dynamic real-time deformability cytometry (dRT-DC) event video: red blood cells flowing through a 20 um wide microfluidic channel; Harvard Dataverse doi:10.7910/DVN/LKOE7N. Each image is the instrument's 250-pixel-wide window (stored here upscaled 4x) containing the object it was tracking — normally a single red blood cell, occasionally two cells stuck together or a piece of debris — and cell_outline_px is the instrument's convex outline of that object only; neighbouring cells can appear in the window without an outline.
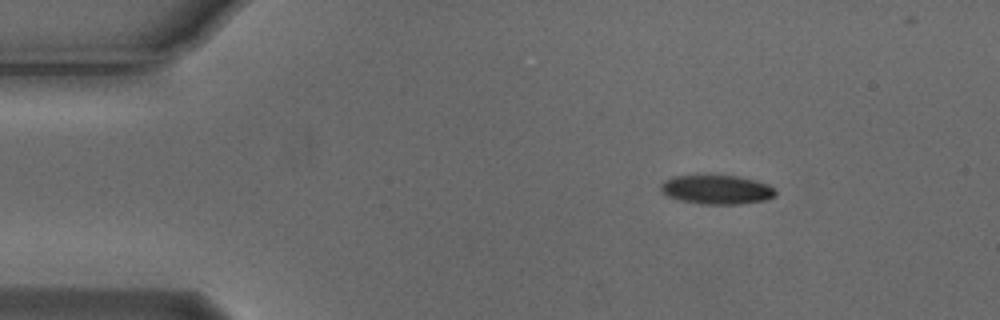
{"species": "Egyptian fruit bat (a non-hibernating species)", "species_latin": "Rousettus aegyptiacus", "temperature_condition": "cold", "stored_images_in_passage": 5, "camera_frame_rate_fps": 3000, "um_per_image_px": 0.085, "animal": {"sex": "male"}, "frame": {"image": 1, "passage_image": 1, "time_ms": 0.0, "image_size_px": [1000, 320], "cell_outline_px": [[776, 196], [764, 200], [740, 204], [704, 204], [680, 200], [668, 196], [660, 188], [660, 184], [664, 180], [672, 176], [696, 172], [736, 176], [756, 180], [768, 184], [776, 188]], "centroid_in_image_um": [60.89, 16.06], "position_along_channel_um": 24.1, "area_um2": 20.29}}
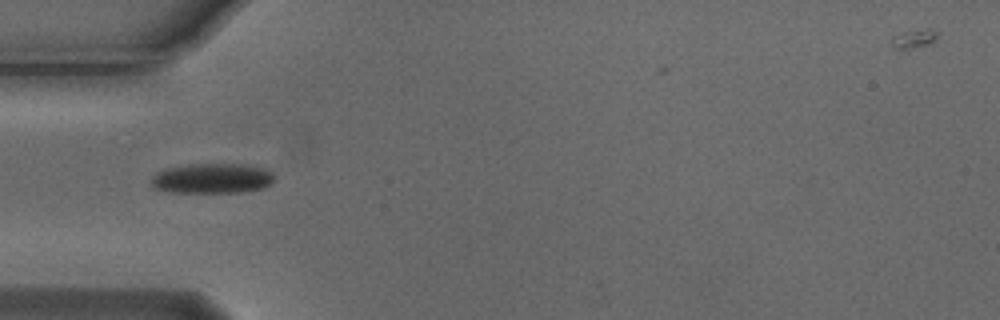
{"frame": {"image": 2, "passage_image": 3, "time_ms": 0.667, "image_size_px": [1000, 320], "cell_outline_px": [[272, 180], [264, 188], [240, 192], [172, 192], [156, 188], [152, 184], [152, 176], [156, 172], [164, 168], [188, 164], [240, 164], [260, 168], [272, 172]], "centroid_in_image_um": [17.98, 15.16], "position_along_channel_um": 67.0, "area_um2": 21.27}}
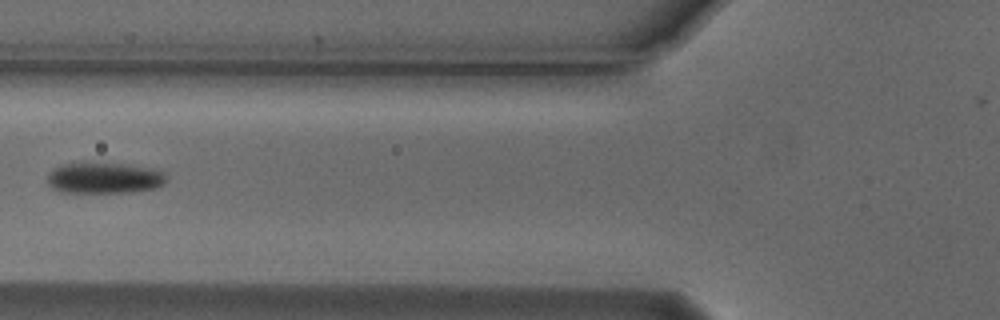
{"frame": {"image": 3, "passage_image": 4, "time_ms": 1.0, "image_size_px": [1000, 320], "cell_outline_px": [[168, 180], [164, 184], [156, 188], [132, 192], [60, 192], [52, 188], [48, 184], [48, 172], [64, 164], [84, 160], [124, 164], [156, 168], [164, 172]], "centroid_in_image_um": [8.88, 15.09], "position_along_channel_um": 116.9, "area_um2": 22.25}}